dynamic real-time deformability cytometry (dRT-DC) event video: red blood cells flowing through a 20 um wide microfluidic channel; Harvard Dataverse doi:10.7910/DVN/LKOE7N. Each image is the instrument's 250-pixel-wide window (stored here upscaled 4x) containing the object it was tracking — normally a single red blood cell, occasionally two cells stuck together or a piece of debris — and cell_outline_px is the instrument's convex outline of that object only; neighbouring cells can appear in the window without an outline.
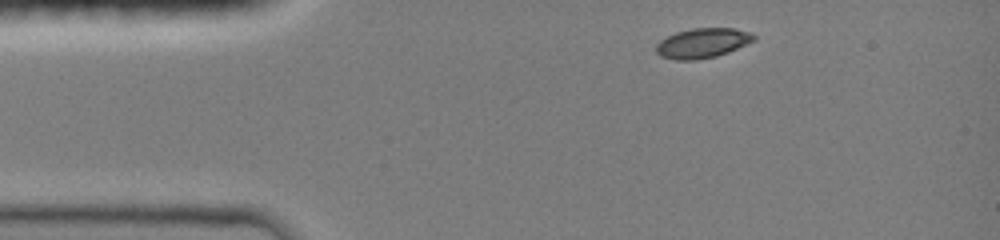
{"species": "common noctule bat (a hibernating species)", "species_latin": "Nyctalus noctula", "temperature_condition": "room temperature", "stored_images_in_passage": 5, "camera_frame_rate_fps": 3000, "um_per_image_px": 0.085, "animal": {"sex": "female", "body_mass_g": 19.0, "forearm_length_mm": 51.5}, "frame": {"image": 1, "passage_image": 1, "time_ms": 0.0, "image_size_px": [1000, 240], "cell_outline_px": [[756, 40], [728, 52], [716, 56], [696, 60], [676, 60], [660, 56], [656, 52], [656, 44], [660, 40], [676, 32], [692, 28], [736, 28], [752, 32], [756, 36]], "centroid_in_image_um": [59.73, 3.65], "position_along_channel_um": 25.3, "area_um2": 17.11}}
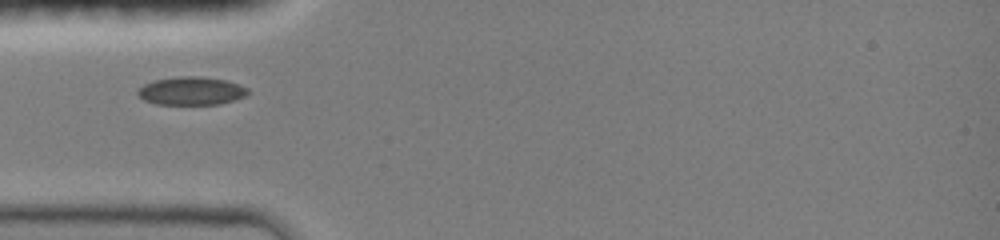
{"frame": {"image": 2, "passage_image": 4, "time_ms": 2.333, "image_size_px": [1000, 240], "cell_outline_px": [[252, 92], [244, 96], [220, 104], [156, 104], [144, 100], [136, 92], [144, 84], [156, 80], [180, 76], [200, 76], [228, 80], [248, 88]], "centroid_in_image_um": [16.3, 7.72], "position_along_channel_um": 68.7, "area_um2": 18.03}}